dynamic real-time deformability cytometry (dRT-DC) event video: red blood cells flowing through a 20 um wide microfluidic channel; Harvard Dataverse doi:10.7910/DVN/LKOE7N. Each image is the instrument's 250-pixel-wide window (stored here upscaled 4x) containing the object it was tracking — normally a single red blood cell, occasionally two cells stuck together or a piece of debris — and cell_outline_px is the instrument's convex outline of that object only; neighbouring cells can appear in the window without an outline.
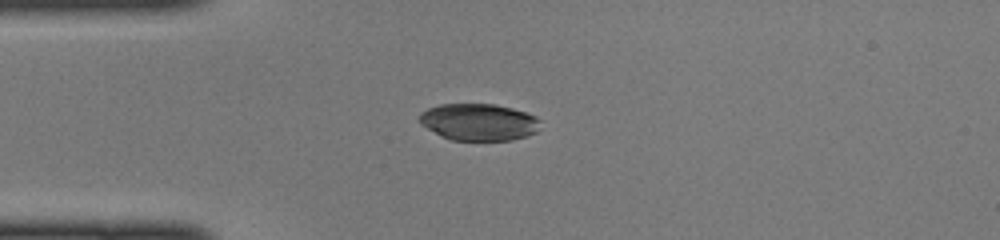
{"species": "common noctule bat (a hibernating species)", "species_latin": "Nyctalus noctula", "temperature_condition": "cold", "stored_images_in_passage": 36, "camera_frame_rate_fps": 3000, "um_per_image_px": 0.085, "animal": {"sex": "female", "body_mass_g": 22.0, "forearm_length_mm": 56.7}, "frame": {"image": 1, "passage_image": 1, "time_ms": 0.0, "image_size_px": [1000, 240], "cell_outline_px": [[540, 120], [536, 132], [512, 140], [452, 140], [420, 124], [420, 112], [428, 108], [440, 104], [496, 104], [512, 108], [536, 116]], "centroid_in_image_um": [40.7, 10.36], "position_along_channel_um": 44.3, "area_um2": 25.72}}
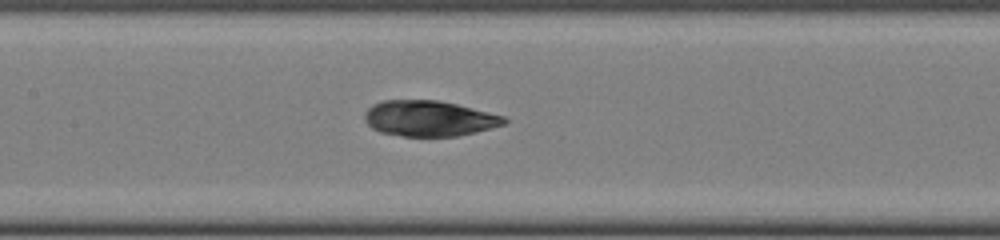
{"frame": {"image": 2, "passage_image": 11, "time_ms": 3.333, "image_size_px": [1000, 240], "cell_outline_px": [[508, 120], [504, 124], [476, 132], [456, 136], [404, 136], [380, 132], [372, 128], [364, 120], [364, 112], [372, 104], [384, 100], [436, 100], [456, 104], [504, 116]], "centroid_in_image_um": [36.44, 10.06], "position_along_channel_um": 171.0, "area_um2": 28.84}}
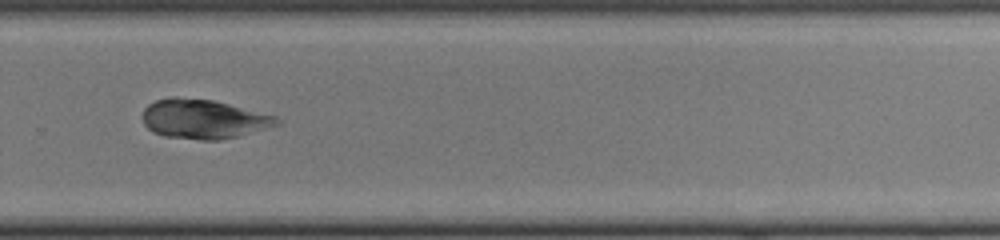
{"frame": {"image": 3, "passage_image": 21, "time_ms": 6.667, "image_size_px": [1000, 240], "cell_outline_px": [[280, 124], [236, 136], [220, 140], [200, 140], [164, 136], [152, 132], [144, 124], [144, 108], [148, 104], [156, 100], [176, 96], [212, 100], [276, 116], [280, 120]], "centroid_in_image_um": [17.26, 10.12], "position_along_channel_um": 312.5, "area_um2": 30.46}}